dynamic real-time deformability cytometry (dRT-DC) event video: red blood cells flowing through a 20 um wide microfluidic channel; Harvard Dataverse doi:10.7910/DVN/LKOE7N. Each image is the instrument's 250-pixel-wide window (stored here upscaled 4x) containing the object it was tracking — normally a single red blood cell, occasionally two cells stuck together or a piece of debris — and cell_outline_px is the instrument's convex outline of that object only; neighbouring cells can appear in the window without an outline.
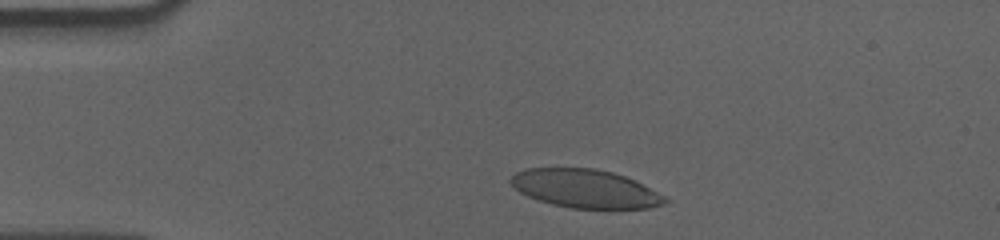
{"species": "human", "species_latin": "Homo sapiens", "temperature_condition": "cold", "stored_images_in_passage": 39, "camera_frame_rate_fps": 3000, "um_per_image_px": 0.085, "donor": {"sex": "male"}, "frame": {"image": 1, "passage_image": 4, "time_ms": 1.0, "image_size_px": [1000, 240], "cell_outline_px": [[668, 200], [664, 204], [648, 208], [572, 208], [552, 204], [536, 200], [520, 192], [508, 180], [516, 172], [528, 168], [592, 168], [612, 172], [624, 176], [664, 196]], "centroid_in_image_um": [49.69, 16.03], "position_along_channel_um": 35.3, "area_um2": 34.04}}
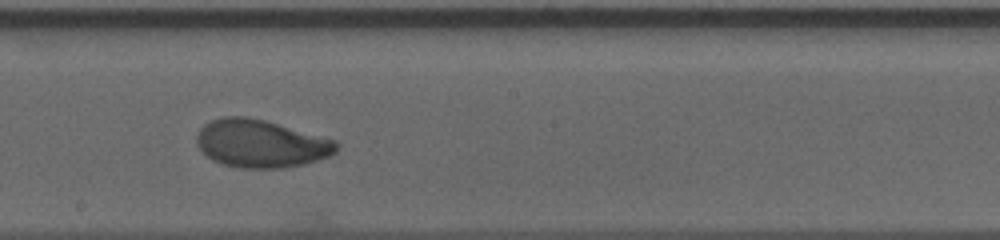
{"frame": {"image": 2, "passage_image": 24, "time_ms": 7.667, "image_size_px": [1000, 240], "cell_outline_px": [[340, 144], [336, 152], [332, 156], [304, 164], [284, 168], [240, 168], [220, 164], [212, 160], [196, 144], [196, 136], [200, 128], [204, 124], [212, 120], [224, 116], [248, 116], [264, 120], [336, 140]], "centroid_in_image_um": [22.19, 12.21], "position_along_channel_um": 226.0, "area_um2": 39.19}}
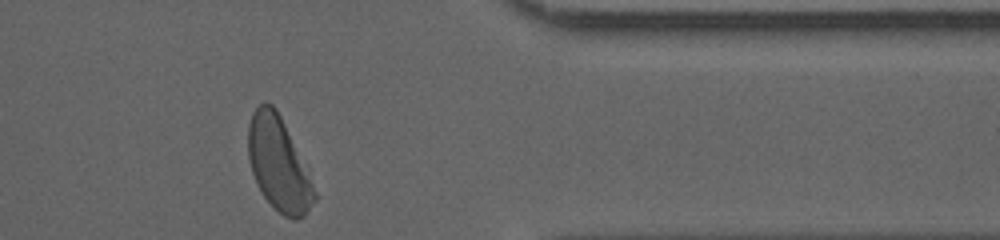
{"frame": {"image": 3, "passage_image": 39, "time_ms": 12.667, "image_size_px": [1000, 240], "cell_outline_px": [[316, 200], [304, 216], [296, 220], [292, 220], [284, 216], [260, 192], [252, 172], [248, 160], [248, 124], [252, 112], [264, 100], [272, 104], [276, 108], [308, 164], [316, 192]], "centroid_in_image_um": [23.72, 13.91], "position_along_channel_um": 387.7, "area_um2": 36.99}, "authors_computed_cell_mechanics": {"area_um2": 38.148, "velocity_mm_per_s": 3.5423, "shape_relaxation_time_tau1_ms": 3.6462, "shape_relaxation_time_tau2_ms": 0.8722, "deformation_change_tau1": 0.1523, "deformation_change_tau2": 0.0512}}